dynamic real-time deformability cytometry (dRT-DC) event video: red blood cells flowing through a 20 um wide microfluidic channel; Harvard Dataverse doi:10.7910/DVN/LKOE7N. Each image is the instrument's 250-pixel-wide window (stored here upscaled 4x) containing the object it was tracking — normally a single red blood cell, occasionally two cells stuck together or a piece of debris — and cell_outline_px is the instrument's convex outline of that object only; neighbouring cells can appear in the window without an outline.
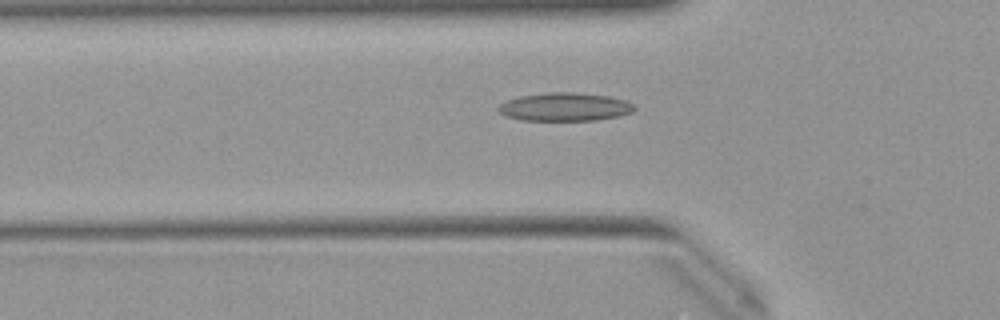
{"species": "Egyptian fruit bat (a non-hibernating species)", "species_latin": "Rousettus aegyptiacus", "temperature_condition": "warm", "stored_images_in_passage": 50, "camera_frame_rate_fps": 3000, "um_per_image_px": 0.085, "animal": {"sex": "female"}, "frame": {"image": 1, "passage_image": 16, "time_ms": 5.0, "image_size_px": [1000, 320], "cell_outline_px": [[636, 108], [632, 112], [620, 116], [596, 120], [520, 120], [508, 116], [500, 112], [496, 108], [500, 104], [508, 100], [520, 96], [544, 92], [572, 92], [608, 96], [624, 100], [636, 104]], "centroid_in_image_um": [48.04, 9.08], "position_along_channel_um": 77.8, "area_um2": 22.43}}
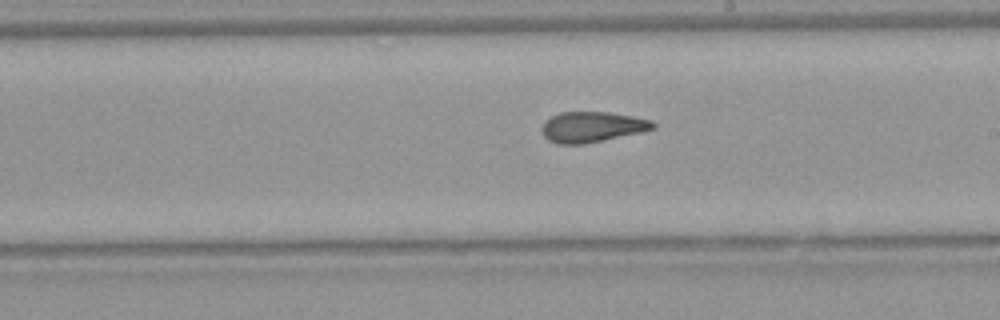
{"frame": {"image": 2, "passage_image": 28, "time_ms": 9.0, "image_size_px": [1000, 320], "cell_outline_px": [[656, 128], [640, 132], [584, 144], [556, 144], [548, 140], [544, 136], [540, 128], [552, 116], [560, 112], [608, 112], [632, 116], [652, 120], [656, 124]], "centroid_in_image_um": [50.32, 10.79], "position_along_channel_um": 238.7, "area_um2": 19.65}}
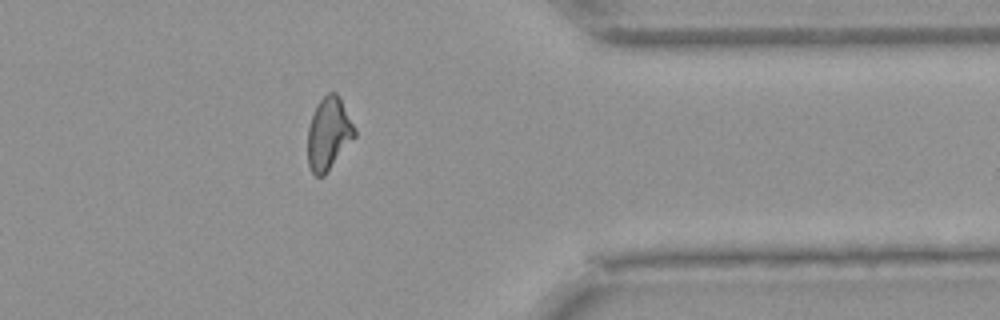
{"frame": {"image": 3, "passage_image": 40, "time_ms": 13.0, "image_size_px": [1000, 320], "cell_outline_px": [[356, 136], [324, 176], [316, 176], [312, 172], [308, 164], [308, 128], [316, 104], [328, 92], [336, 92], [356, 128]], "centroid_in_image_um": [27.94, 11.37], "position_along_channel_um": 383.5, "area_um2": 19.71}, "authors_computed_cell_mechanics": {"area_um2": 20.3456, "velocity_mm_per_s": 4.0132, "shape_relaxation_time_tau1_ms": null, "shape_relaxation_time_tau2_ms": 2.5028, "deformation_change_tau1": null, "deformation_change_tau2": 0.0918}}